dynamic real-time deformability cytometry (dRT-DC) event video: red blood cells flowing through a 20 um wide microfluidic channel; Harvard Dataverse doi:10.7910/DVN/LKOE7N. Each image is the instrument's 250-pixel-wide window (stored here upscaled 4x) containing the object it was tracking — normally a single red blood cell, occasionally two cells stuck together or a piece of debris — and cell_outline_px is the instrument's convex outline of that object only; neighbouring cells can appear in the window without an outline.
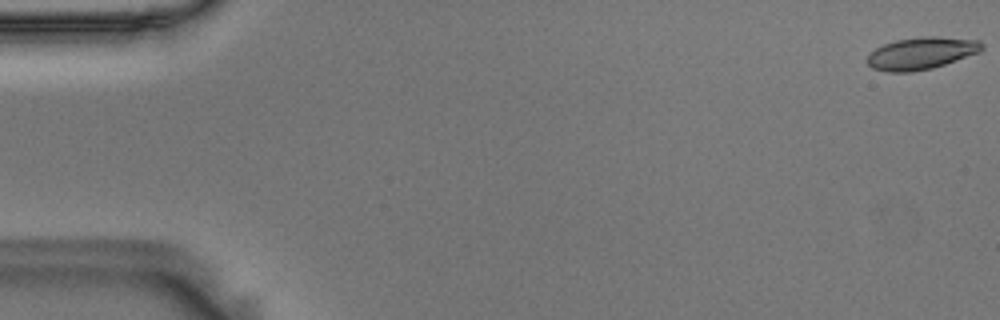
{"species": "Egyptian fruit bat (a non-hibernating species)", "species_latin": "Rousettus aegyptiacus", "temperature_condition": "room temperature", "stored_images_in_passage": 56, "camera_frame_rate_fps": 3000, "um_per_image_px": 0.085, "animal": {"sex": "male"}, "frame": {"image": 1, "passage_image": 1, "time_ms": 0.0, "image_size_px": [1000, 320], "cell_outline_px": [[984, 48], [980, 52], [932, 68], [912, 72], [888, 72], [872, 68], [864, 60], [876, 48], [884, 44], [896, 40], [924, 36], [936, 36], [980, 40], [984, 44]], "centroid_in_image_um": [78.32, 4.52], "position_along_channel_um": 6.7, "area_um2": 21.56}}
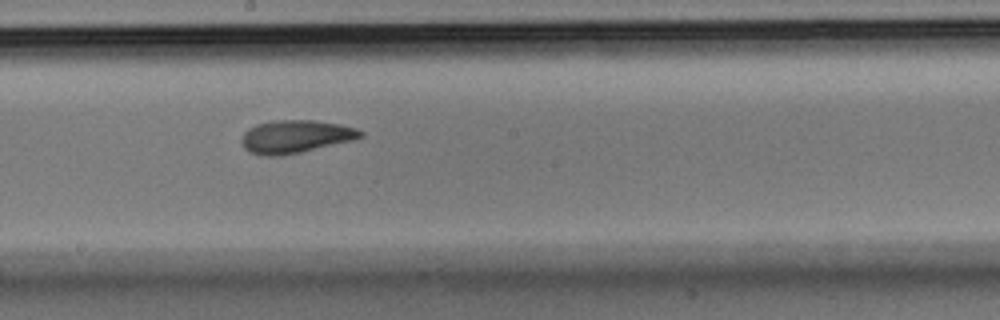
{"frame": {"image": 2, "passage_image": 31, "time_ms": 10.0, "image_size_px": [1000, 320], "cell_outline_px": [[364, 136], [352, 140], [300, 152], [280, 156], [264, 156], [252, 152], [244, 148], [240, 140], [244, 132], [248, 128], [256, 124], [272, 120], [312, 120], [340, 124], [356, 128], [364, 132]], "centroid_in_image_um": [25.09, 11.6], "position_along_channel_um": 223.1, "area_um2": 22.77}}
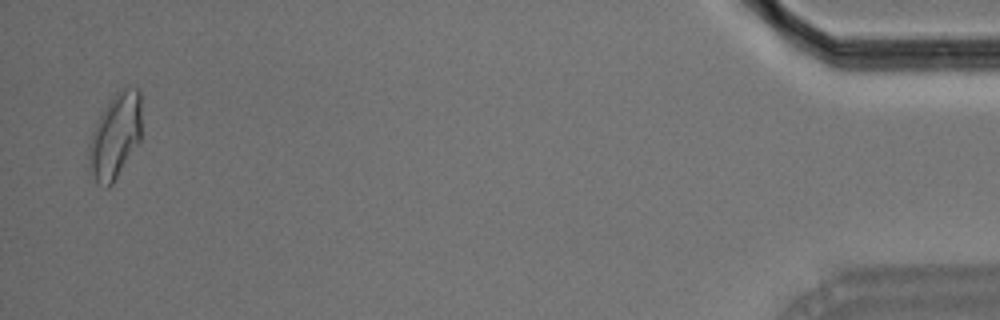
{"frame": {"image": 3, "passage_image": 55, "time_ms": 18.0, "image_size_px": [1000, 320], "cell_outline_px": [[140, 140], [112, 184], [108, 188], [104, 188], [96, 184], [88, 164], [88, 144], [92, 132], [104, 108], [116, 92], [124, 88], [140, 88]], "centroid_in_image_um": [9.77, 11.59], "position_along_channel_um": 425.4, "area_um2": 25.95}, "authors_computed_cell_mechanics": {"area_um2": 22.253, "velocity_mm_per_s": 3.6076, "shape_relaxation_time_tau1_ms": 6.481, "shape_relaxation_time_tau2_ms": 2.8656, "deformation_change_tau1": 0.1664, "deformation_change_tau2": 0.0959}}